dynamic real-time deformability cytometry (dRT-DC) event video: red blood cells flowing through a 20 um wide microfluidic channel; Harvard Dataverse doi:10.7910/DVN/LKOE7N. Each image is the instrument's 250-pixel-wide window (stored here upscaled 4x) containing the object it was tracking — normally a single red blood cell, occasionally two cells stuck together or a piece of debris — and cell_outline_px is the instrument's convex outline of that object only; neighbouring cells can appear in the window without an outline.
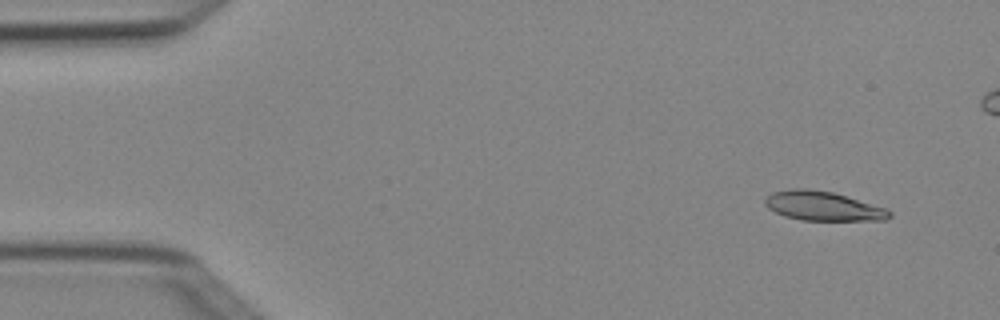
{"species": "Egyptian fruit bat (a non-hibernating species)", "species_latin": "Rousettus aegyptiacus", "temperature_condition": "cold", "stored_images_in_passage": 6, "segment_of_instrument_passage": [1, 2], "camera_frame_rate_fps": 3000, "um_per_image_px": 0.085, "animal": {"sex": "female"}, "frame": {"image": 1, "passage_image": 1, "time_ms": 0.0, "image_size_px": [1000, 320], "cell_outline_px": [[892, 216], [888, 220], [800, 220], [784, 216], [768, 208], [764, 204], [764, 200], [772, 192], [792, 188], [808, 188], [832, 192], [884, 208], [892, 212]], "centroid_in_image_um": [69.92, 17.52], "position_along_channel_um": 15.1, "area_um2": 21.1}}
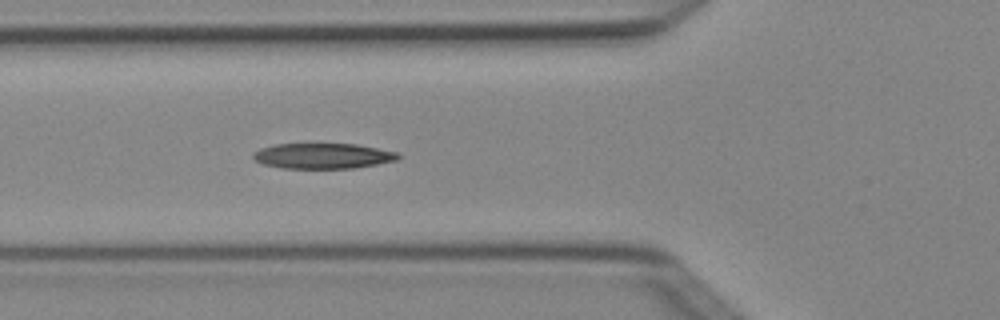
{"frame": {"image": 2, "passage_image": 5, "time_ms": 1.333, "image_size_px": [1000, 320], "cell_outline_px": [[400, 156], [396, 160], [376, 164], [352, 168], [280, 168], [264, 164], [256, 160], [252, 156], [252, 152], [260, 148], [276, 144], [356, 144], [396, 152]], "centroid_in_image_um": [27.39, 13.25], "position_along_channel_um": 98.4, "area_um2": 21.27}}